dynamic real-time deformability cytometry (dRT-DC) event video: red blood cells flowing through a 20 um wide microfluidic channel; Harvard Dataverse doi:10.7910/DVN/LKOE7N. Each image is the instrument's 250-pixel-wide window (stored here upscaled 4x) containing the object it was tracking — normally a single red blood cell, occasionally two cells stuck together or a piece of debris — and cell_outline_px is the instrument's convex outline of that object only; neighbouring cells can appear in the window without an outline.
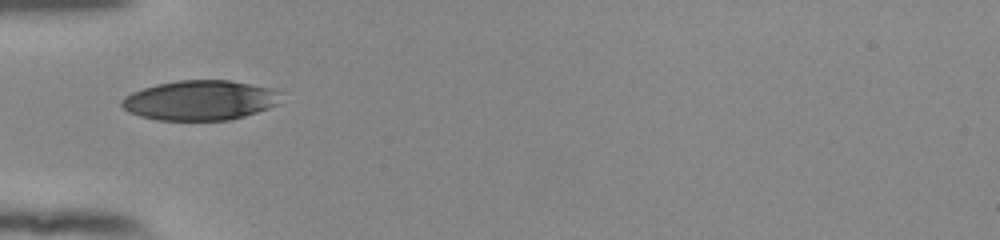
{"species": "human", "species_latin": "Homo sapiens", "temperature_condition": "room temperature", "stored_images_in_passage": 36, "camera_frame_rate_fps": 3000, "um_per_image_px": 0.085, "donor": {"sex": "female"}, "frame": {"image": 1, "passage_image": 1, "time_ms": 0.0, "image_size_px": [1000, 240], "cell_outline_px": [[280, 92], [276, 104], [268, 108], [232, 120], [156, 120], [140, 116], [128, 112], [120, 104], [120, 100], [124, 96], [132, 92], [156, 84], [180, 80], [228, 80], [272, 88]], "centroid_in_image_um": [16.95, 8.53], "position_along_channel_um": 68.0, "area_um2": 36.88}}
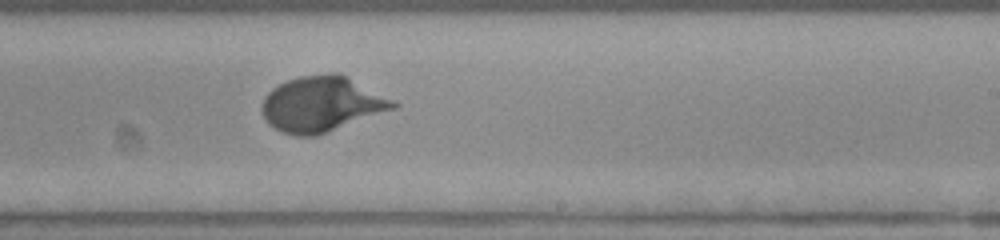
{"frame": {"image": 2, "passage_image": 16, "time_ms": 5.0, "image_size_px": [1000, 240], "cell_outline_px": [[400, 104], [396, 108], [312, 136], [296, 136], [284, 132], [268, 124], [260, 108], [260, 104], [264, 96], [272, 88], [288, 80], [300, 76], [332, 72], [340, 72]], "centroid_in_image_um": [27.3, 8.82], "position_along_channel_um": 261.7, "area_um2": 41.85}}
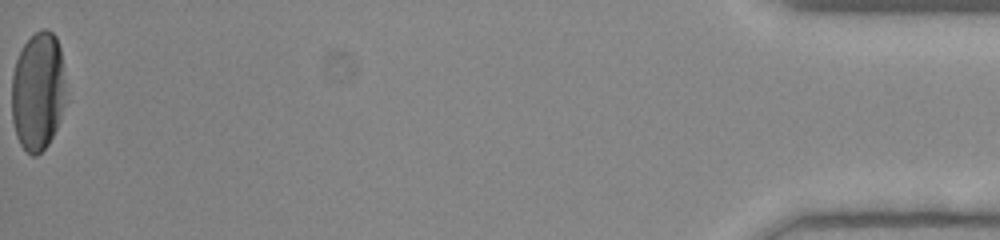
{"frame": {"image": 3, "passage_image": 36, "time_ms": 11.667, "image_size_px": [1000, 240], "cell_outline_px": [[64, 104], [56, 128], [48, 144], [36, 156], [32, 156], [20, 144], [16, 136], [12, 120], [12, 72], [16, 60], [24, 44], [36, 32], [44, 28], [48, 28], [56, 36], [60, 48], [64, 84]], "centroid_in_image_um": [3.2, 7.76], "position_along_channel_um": 432.0, "area_um2": 37.11}, "authors_computed_cell_mechanics": {"area_um2": 38.5237, "velocity_mm_per_s": 3.9062, "shape_relaxation_time_tau1_ms": 3.339, "shape_relaxation_time_tau2_ms": null, "deformation_change_tau1": 0.1782, "deformation_change_tau2": null}}